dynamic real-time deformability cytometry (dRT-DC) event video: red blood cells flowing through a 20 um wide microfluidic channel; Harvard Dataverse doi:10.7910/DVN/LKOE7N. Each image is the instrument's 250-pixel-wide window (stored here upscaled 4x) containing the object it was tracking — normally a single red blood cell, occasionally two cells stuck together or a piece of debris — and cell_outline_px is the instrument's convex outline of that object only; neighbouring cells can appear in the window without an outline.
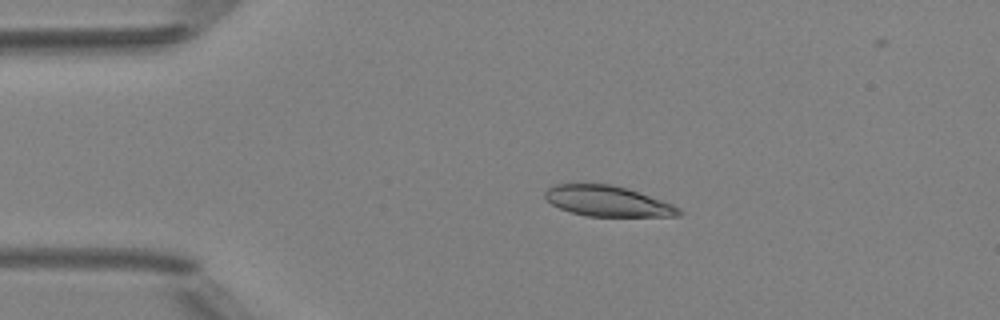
{"species": "Egyptian fruit bat (a non-hibernating species)", "species_latin": "Rousettus aegyptiacus", "temperature_condition": "room temperature", "stored_images_in_passage": 4, "camera_frame_rate_fps": 3000, "um_per_image_px": 0.085, "animal": {"sex": "female"}, "frame": {"image": 1, "passage_image": 2, "time_ms": 1.0, "image_size_px": [1000, 320], "cell_outline_px": [[684, 212], [680, 216], [588, 216], [572, 212], [560, 208], [552, 204], [544, 196], [544, 192], [548, 188], [556, 184], [612, 184], [628, 188], [672, 204], [680, 208]], "centroid_in_image_um": [51.67, 17.09], "position_along_channel_um": 33.3, "area_um2": 23.7}}